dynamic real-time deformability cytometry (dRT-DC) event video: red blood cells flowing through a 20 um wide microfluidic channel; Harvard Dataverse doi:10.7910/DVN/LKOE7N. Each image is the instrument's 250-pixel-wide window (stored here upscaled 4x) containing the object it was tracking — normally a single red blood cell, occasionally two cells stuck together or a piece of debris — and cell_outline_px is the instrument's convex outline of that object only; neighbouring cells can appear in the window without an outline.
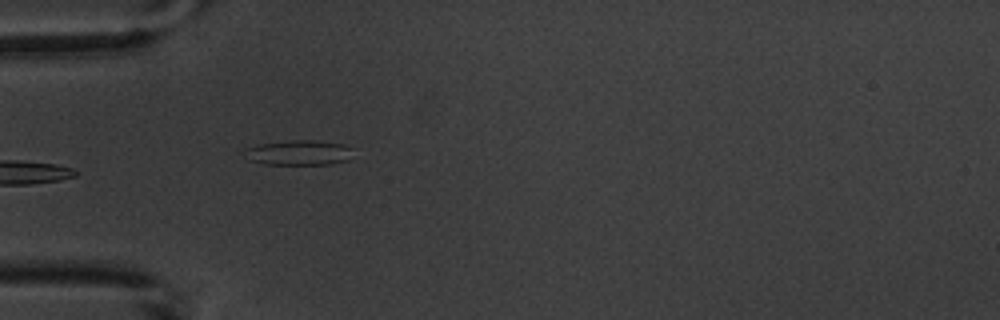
{"species": "common noctule bat (a hibernating species)", "species_latin": "Nyctalus noctula", "temperature_condition": "warm", "stored_images_in_passage": 7, "camera_frame_rate_fps": 3000, "um_per_image_px": 0.085, "animal": {"sex": "male", "body_mass_g": 20.1, "forearm_length_mm": 53.5}, "frame": {"image": 1, "passage_image": 5, "time_ms": 4.667, "image_size_px": [1000, 320], "cell_outline_px": [[356, 148], [348, 160], [332, 164], [264, 164], [248, 160], [244, 148], [260, 144], [288, 140], [316, 140], [344, 144]], "centroid_in_image_um": [25.46, 12.97], "position_along_channel_um": 59.5, "area_um2": 16.07}}
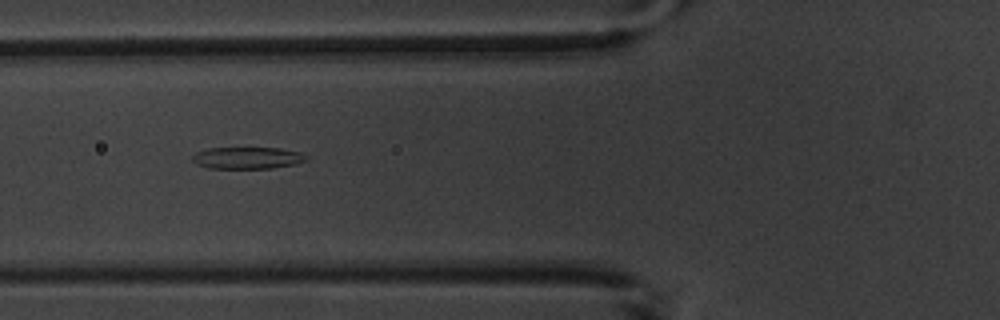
{"frame": {"image": 2, "passage_image": 6, "time_ms": 6.0, "image_size_px": [1000, 320], "cell_outline_px": [[308, 160], [296, 164], [272, 168], [208, 168], [196, 164], [192, 160], [192, 156], [196, 152], [208, 148], [280, 148], [300, 152], [308, 156]], "centroid_in_image_um": [21.04, 13.42], "position_along_channel_um": 104.8, "area_um2": 14.57}}
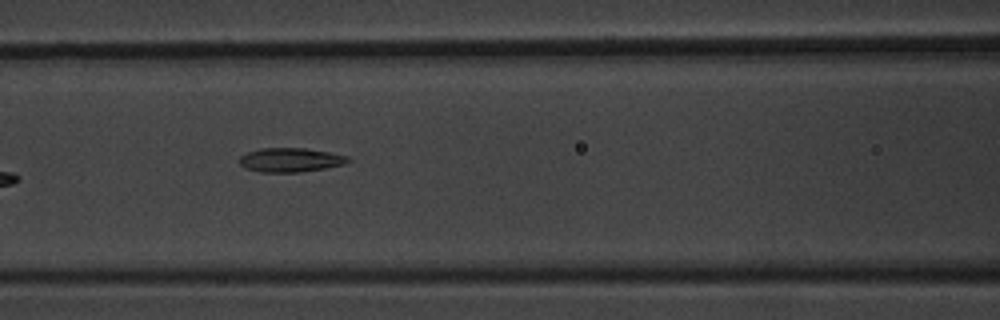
{"frame": {"image": 3, "passage_image": 7, "time_ms": 7.0, "image_size_px": [1000, 320], "cell_outline_px": [[352, 160], [344, 164], [324, 168], [300, 172], [260, 172], [244, 168], [240, 164], [240, 156], [248, 152], [260, 148], [304, 148], [328, 152], [348, 156]], "centroid_in_image_um": [24.68, 13.59], "position_along_channel_um": 141.9, "area_um2": 15.2}}